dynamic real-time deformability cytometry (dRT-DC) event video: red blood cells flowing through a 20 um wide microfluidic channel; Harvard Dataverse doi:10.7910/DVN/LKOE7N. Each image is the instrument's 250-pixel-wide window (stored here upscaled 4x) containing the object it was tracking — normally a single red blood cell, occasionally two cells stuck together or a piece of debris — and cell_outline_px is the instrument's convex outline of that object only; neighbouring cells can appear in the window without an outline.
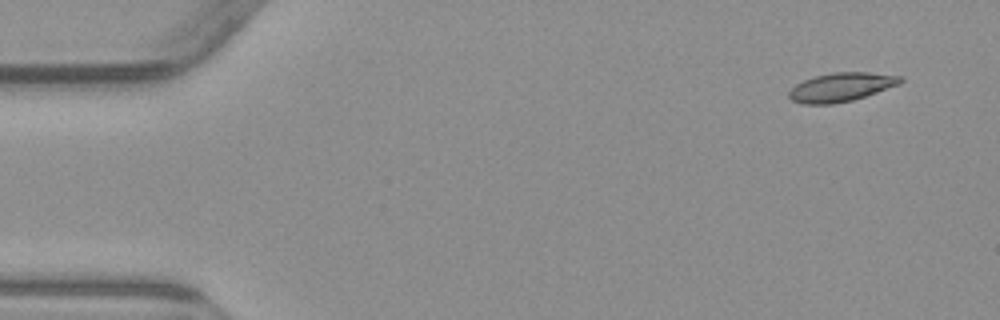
{"species": "common noctule bat (a hibernating species)", "species_latin": "Nyctalus noctula", "temperature_condition": "warm", "stored_images_in_passage": 4, "camera_frame_rate_fps": 3000, "um_per_image_px": 0.085, "animal": {"sex": "male", "body_mass_g": 23.1, "forearm_length_mm": 52.7}, "frame": {"image": 1, "passage_image": 1, "time_ms": 0.0, "image_size_px": [1000, 320], "cell_outline_px": [[904, 80], [900, 84], [852, 100], [832, 104], [804, 104], [792, 100], [788, 96], [788, 92], [796, 84], [804, 80], [816, 76], [832, 72], [868, 72], [904, 76]], "centroid_in_image_um": [71.52, 7.39], "position_along_channel_um": 13.5, "area_um2": 18.61}}
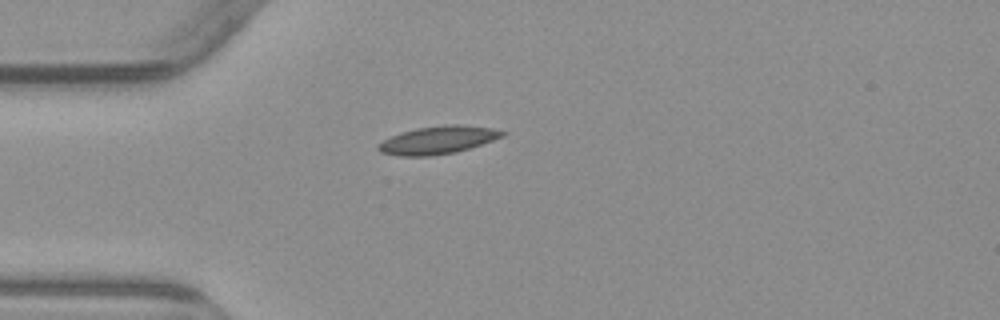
{"frame": {"image": 2, "passage_image": 4, "time_ms": 3.667, "image_size_px": [1000, 320], "cell_outline_px": [[508, 132], [504, 136], [456, 152], [432, 156], [396, 156], [380, 152], [376, 148], [376, 144], [400, 132], [416, 128], [444, 124], [460, 124], [492, 128]], "centroid_in_image_um": [37.19, 11.9], "position_along_channel_um": 47.8, "area_um2": 20.29}}